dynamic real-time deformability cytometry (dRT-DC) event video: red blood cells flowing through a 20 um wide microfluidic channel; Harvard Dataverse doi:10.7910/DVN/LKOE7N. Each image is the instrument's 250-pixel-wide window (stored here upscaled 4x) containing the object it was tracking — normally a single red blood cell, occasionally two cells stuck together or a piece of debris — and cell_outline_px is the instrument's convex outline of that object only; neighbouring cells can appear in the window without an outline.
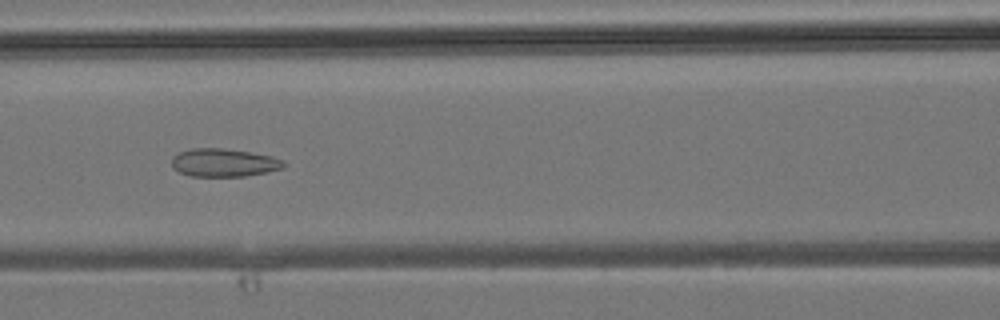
{"species": "common noctule bat (a hibernating species)", "species_latin": "Nyctalus noctula", "temperature_condition": "room temperature", "stored_images_in_passage": 35, "camera_frame_rate_fps": 3000, "um_per_image_px": 0.085, "animal": {"sex": "male", "body_mass_g": 19.2, "forearm_length_mm": 51.8}, "frame": {"image": 1, "passage_image": 11, "time_ms": 3.333, "image_size_px": [1000, 320], "cell_outline_px": [[288, 164], [284, 168], [244, 176], [192, 176], [180, 172], [172, 168], [172, 156], [180, 152], [192, 148], [224, 148], [252, 152], [272, 156], [284, 160]], "centroid_in_image_um": [19.05, 13.81], "position_along_channel_um": 147.5, "area_um2": 18.44}}
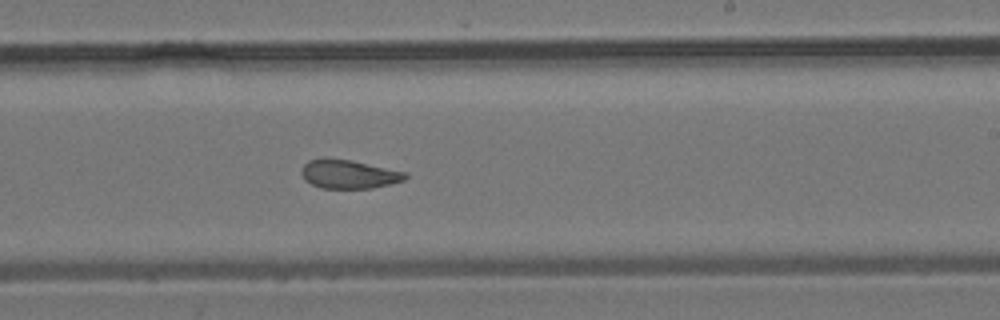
{"frame": {"image": 2, "passage_image": 18, "time_ms": 5.667, "image_size_px": [1000, 320], "cell_outline_px": [[408, 176], [404, 180], [372, 188], [320, 188], [304, 180], [300, 172], [300, 168], [308, 160], [328, 156], [352, 160], [408, 172]], "centroid_in_image_um": [29.6, 14.77], "position_along_channel_um": 259.4, "area_um2": 17.8}}
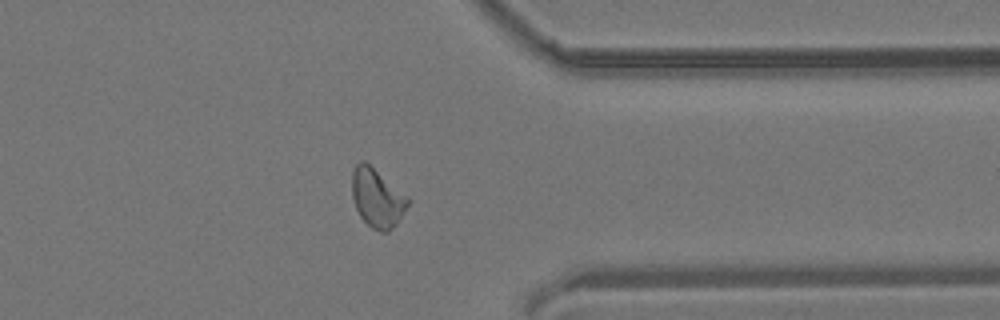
{"frame": {"image": 3, "passage_image": 26, "time_ms": 8.333, "image_size_px": [1000, 320], "cell_outline_px": [[408, 204], [396, 224], [388, 232], [380, 232], [372, 228], [360, 216], [356, 208], [352, 196], [352, 172], [356, 164], [360, 160], [364, 160], [408, 196]], "centroid_in_image_um": [32.04, 16.82], "position_along_channel_um": 379.4, "area_um2": 18.9}}